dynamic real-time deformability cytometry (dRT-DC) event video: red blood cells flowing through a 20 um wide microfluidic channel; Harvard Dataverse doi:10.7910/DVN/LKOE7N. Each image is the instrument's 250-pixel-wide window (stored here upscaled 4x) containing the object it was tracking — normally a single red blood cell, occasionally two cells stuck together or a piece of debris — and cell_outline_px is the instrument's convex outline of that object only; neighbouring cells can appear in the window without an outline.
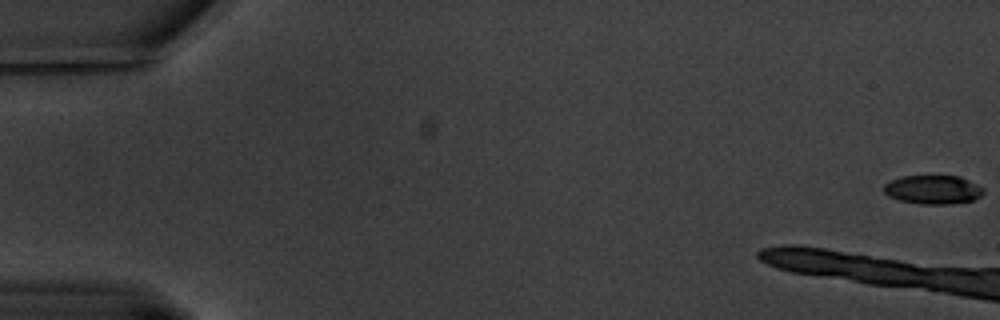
{"species": "common noctule bat (a hibernating species)", "species_latin": "Nyctalus noctula", "temperature_condition": "warm", "stored_images_in_passage": 14, "camera_frame_rate_fps": 3000, "um_per_image_px": 0.085, "animal": {"sex": "male", "body_mass_g": 20.1, "forearm_length_mm": 53.5}, "frame": {"image": 1, "passage_image": 1, "time_ms": 0.0, "image_size_px": [1000, 320], "cell_outline_px": [[984, 192], [980, 196], [972, 200], [948, 204], [920, 204], [900, 200], [888, 196], [884, 192], [884, 184], [900, 176], [960, 176], [984, 188]], "centroid_in_image_um": [79.29, 16.11], "position_along_channel_um": 5.7, "area_um2": 16.65}}